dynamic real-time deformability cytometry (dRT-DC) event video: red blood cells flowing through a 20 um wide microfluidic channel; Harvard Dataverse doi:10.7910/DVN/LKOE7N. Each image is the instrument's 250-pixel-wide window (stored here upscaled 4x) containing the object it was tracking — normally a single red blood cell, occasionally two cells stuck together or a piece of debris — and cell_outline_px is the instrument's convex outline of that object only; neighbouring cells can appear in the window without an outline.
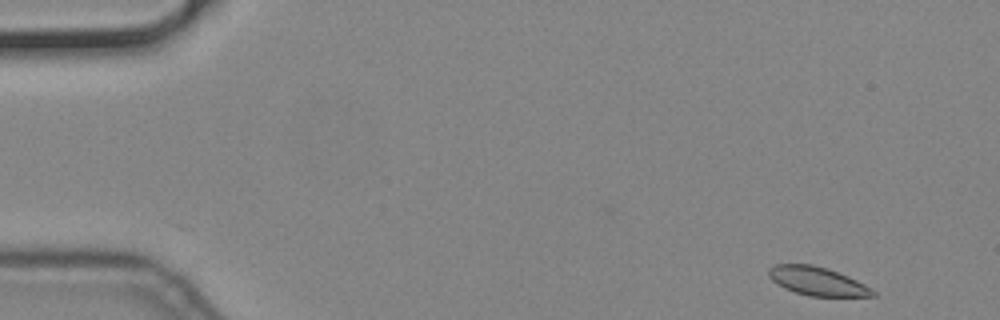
{"species": "common noctule bat (a hibernating species)", "species_latin": "Nyctalus noctula", "temperature_condition": "cold", "stored_images_in_passage": 7, "camera_frame_rate_fps": 3000, "um_per_image_px": 0.085, "animal": {"sex": "male", "body_mass_g": 19.2, "forearm_length_mm": 51.8}, "frame": {"image": 1, "passage_image": 1, "time_ms": 0.0, "image_size_px": [1000, 320], "cell_outline_px": [[876, 296], [808, 296], [784, 288], [776, 284], [768, 276], [768, 268], [776, 264], [812, 264], [828, 268], [848, 276], [872, 288], [876, 292]], "centroid_in_image_um": [69.46, 23.89], "position_along_channel_um": 15.5, "area_um2": 17.4}}